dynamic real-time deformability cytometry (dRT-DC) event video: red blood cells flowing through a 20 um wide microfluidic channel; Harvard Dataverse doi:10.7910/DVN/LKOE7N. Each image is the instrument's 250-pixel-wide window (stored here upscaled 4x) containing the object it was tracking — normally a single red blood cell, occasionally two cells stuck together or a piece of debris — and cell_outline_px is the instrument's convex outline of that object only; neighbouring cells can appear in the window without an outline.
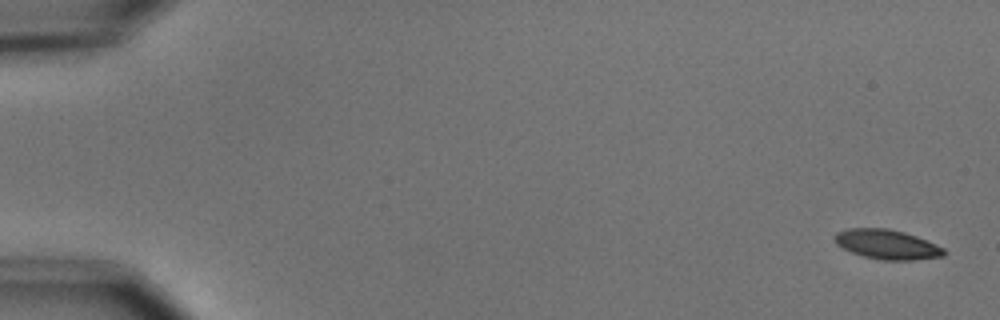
{"species": "common noctule bat (a hibernating species)", "species_latin": "Nyctalus noctula", "temperature_condition": "cold", "stored_images_in_passage": 9, "camera_frame_rate_fps": 3000, "um_per_image_px": 0.085, "animal": {"sex": "male", "body_mass_g": 15.6}, "frame": {"image": 1, "passage_image": 1, "time_ms": 0.0, "image_size_px": [1000, 320], "cell_outline_px": [[948, 252], [944, 256], [912, 260], [884, 260], [864, 256], [852, 252], [836, 244], [832, 236], [836, 232], [848, 228], [888, 228], [904, 232], [916, 236], [944, 248]], "centroid_in_image_um": [75.39, 20.76], "position_along_channel_um": 9.6, "area_um2": 18.84}}
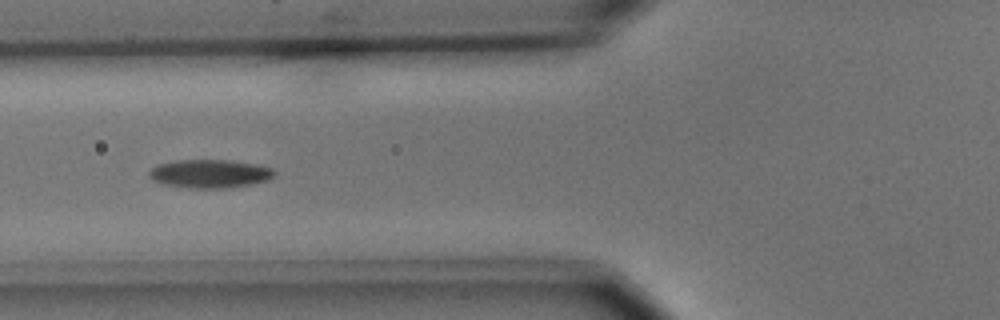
{"frame": {"image": 2, "passage_image": 7, "time_ms": 6.667, "image_size_px": [1000, 320], "cell_outline_px": [[276, 176], [268, 180], [252, 184], [232, 188], [188, 188], [160, 184], [152, 180], [148, 176], [148, 172], [156, 164], [172, 160], [228, 160], [256, 164], [272, 168], [276, 172]], "centroid_in_image_um": [17.81, 14.77], "position_along_channel_um": 108.0, "area_um2": 21.21}}
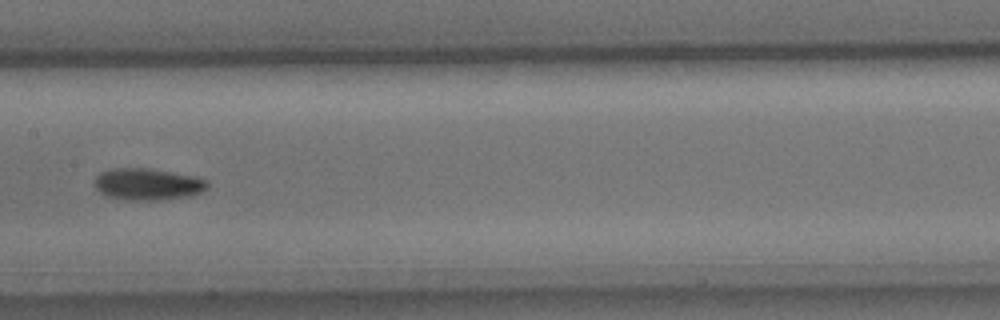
{"frame": {"image": 3, "passage_image": 9, "time_ms": 9.0, "image_size_px": [1000, 320], "cell_outline_px": [[208, 188], [192, 196], [156, 200], [124, 200], [108, 196], [100, 192], [96, 188], [96, 176], [100, 172], [112, 168], [148, 168], [196, 176], [208, 180]], "centroid_in_image_um": [12.58, 15.65], "position_along_channel_um": 194.8, "area_um2": 20.98}}